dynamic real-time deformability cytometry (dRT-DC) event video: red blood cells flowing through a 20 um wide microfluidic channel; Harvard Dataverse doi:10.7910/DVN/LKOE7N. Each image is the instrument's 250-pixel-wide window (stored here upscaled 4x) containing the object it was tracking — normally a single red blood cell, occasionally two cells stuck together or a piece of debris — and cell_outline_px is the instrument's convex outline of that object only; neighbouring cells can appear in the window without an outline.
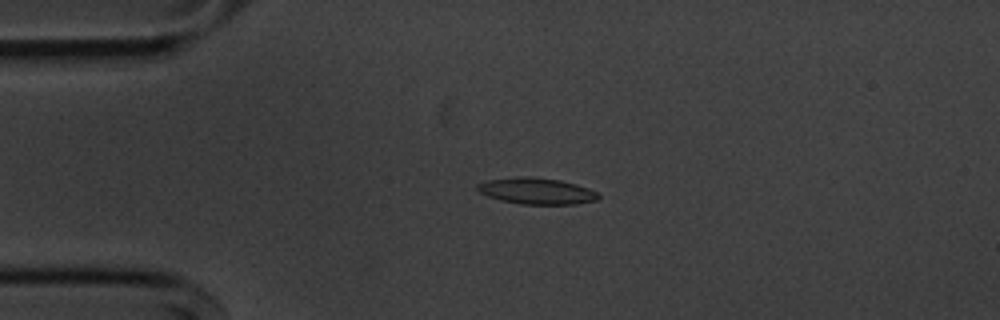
{"species": "common noctule bat (a hibernating species)", "species_latin": "Nyctalus noctula", "temperature_condition": "cold", "stored_images_in_passage": 44, "camera_frame_rate_fps": 3000, "um_per_image_px": 0.085, "animal": {"sex": "male", "body_mass_g": 20.1, "forearm_length_mm": 53.5}, "frame": {"image": 1, "passage_image": 2, "time_ms": 0.333, "image_size_px": [1000, 320], "cell_outline_px": [[600, 200], [576, 204], [520, 204], [500, 200], [488, 196], [480, 192], [476, 188], [476, 184], [488, 180], [524, 176], [532, 176], [560, 180], [576, 184], [588, 188], [596, 192], [600, 196]], "centroid_in_image_um": [45.63, 16.24], "position_along_channel_um": 39.4, "area_um2": 18.61}}
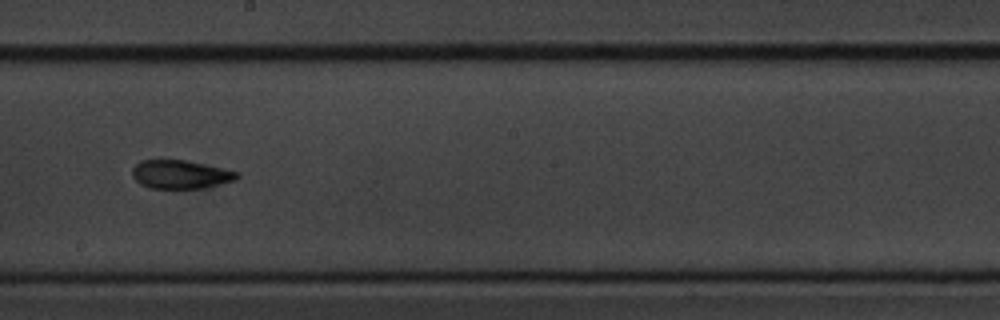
{"frame": {"image": 2, "passage_image": 20, "time_ms": 6.333, "image_size_px": [1000, 320], "cell_outline_px": [[240, 176], [236, 180], [204, 188], [152, 188], [140, 184], [132, 176], [132, 168], [140, 160], [184, 160], [240, 172]], "centroid_in_image_um": [15.35, 14.83], "position_along_channel_um": 232.9, "area_um2": 17.34}}
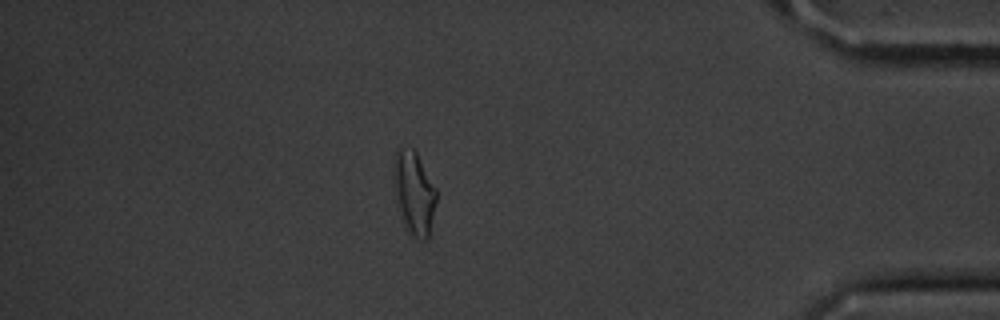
{"frame": {"image": 3, "passage_image": 37, "time_ms": 12.0, "image_size_px": [1000, 320], "cell_outline_px": [[436, 200], [428, 236], [424, 240], [420, 240], [408, 228], [404, 220], [396, 192], [392, 168], [396, 148], [412, 148], [416, 152], [436, 188]], "centroid_in_image_um": [35.2, 16.28], "position_along_channel_um": 400.0, "area_um2": 19.71}, "authors_computed_cell_mechanics": {"area_um2": 17.8891, "velocity_mm_per_s": 3.6376, "shape_relaxation_time_tau1_ms": 5.0789, "shape_relaxation_time_tau2_ms": 2.7507, "deformation_change_tau1": 0.1453, "deformation_change_tau2": 0.105}}